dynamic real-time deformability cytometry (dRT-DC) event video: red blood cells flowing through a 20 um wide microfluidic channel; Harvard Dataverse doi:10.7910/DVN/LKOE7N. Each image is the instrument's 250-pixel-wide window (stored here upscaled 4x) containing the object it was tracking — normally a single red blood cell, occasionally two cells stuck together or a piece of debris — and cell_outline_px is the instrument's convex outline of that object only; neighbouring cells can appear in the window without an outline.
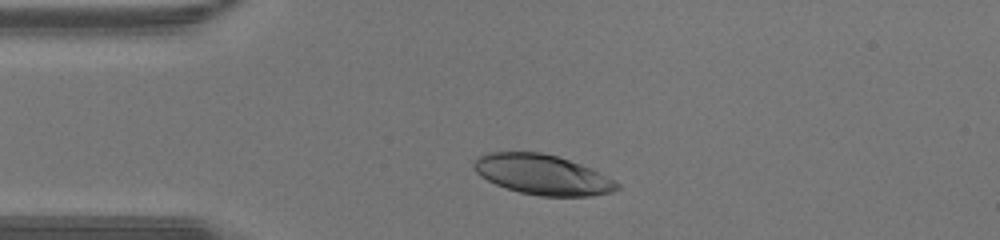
{"species": "human", "species_latin": "Homo sapiens", "temperature_condition": "warm", "stored_images_in_passage": 29, "camera_frame_rate_fps": 3000, "um_per_image_px": 0.085, "donor": {"sex": "male"}, "frame": {"image": 1, "passage_image": 5, "time_ms": 1.333, "image_size_px": [1000, 240], "cell_outline_px": [[620, 188], [612, 192], [592, 196], [540, 196], [520, 192], [496, 184], [480, 176], [472, 168], [472, 160], [476, 156], [488, 152], [540, 152], [556, 156], [592, 168], [620, 184]], "centroid_in_image_um": [46.07, 14.84], "position_along_channel_um": 38.9, "area_um2": 33.47}}
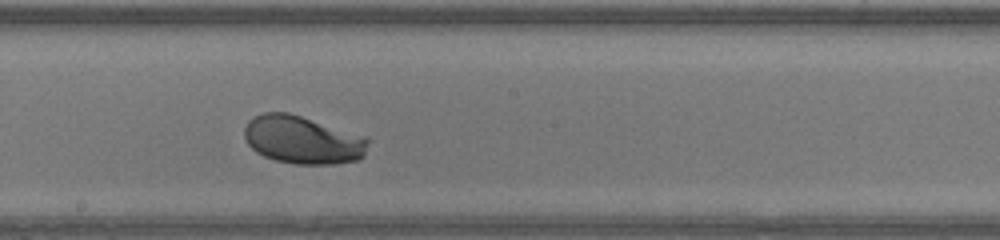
{"frame": {"image": 2, "passage_image": 18, "time_ms": 5.667, "image_size_px": [1000, 240], "cell_outline_px": [[368, 144], [364, 156], [356, 160], [332, 164], [296, 164], [276, 160], [264, 156], [256, 152], [248, 144], [244, 136], [244, 128], [248, 120], [252, 116], [264, 112], [288, 112], [368, 136]], "centroid_in_image_um": [25.72, 11.87], "position_along_channel_um": 222.5, "area_um2": 34.85}}
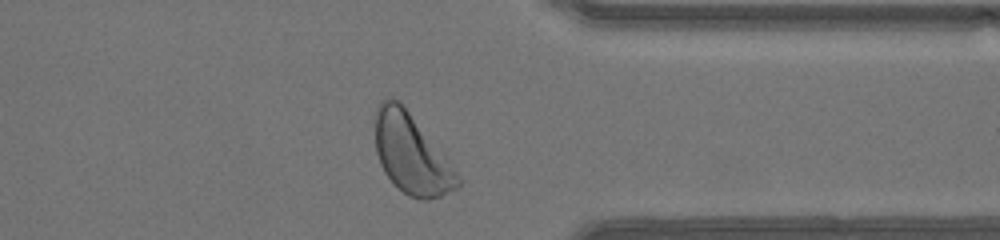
{"frame": {"image": 3, "passage_image": 28, "time_ms": 9.0, "image_size_px": [1000, 240], "cell_outline_px": [[460, 184], [456, 188], [440, 196], [428, 200], [420, 200], [408, 196], [384, 172], [380, 164], [376, 152], [376, 108], [380, 100], [388, 96], [392, 96], [408, 112], [448, 156], [460, 176]], "centroid_in_image_um": [34.99, 13.1], "position_along_channel_um": 376.4, "area_um2": 38.21}}